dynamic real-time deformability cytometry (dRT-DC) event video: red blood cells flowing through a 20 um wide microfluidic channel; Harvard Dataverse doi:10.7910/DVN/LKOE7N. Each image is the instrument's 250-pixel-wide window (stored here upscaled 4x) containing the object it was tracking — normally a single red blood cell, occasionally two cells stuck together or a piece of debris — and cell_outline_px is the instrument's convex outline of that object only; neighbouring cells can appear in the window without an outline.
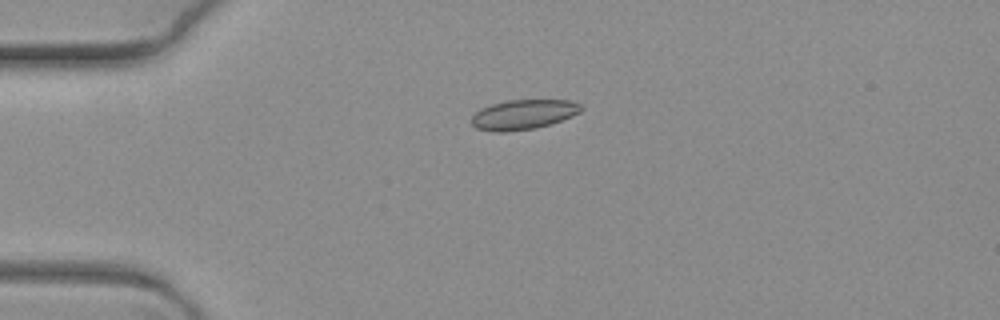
{"species": "common noctule bat (a hibernating species)", "species_latin": "Nyctalus noctula", "temperature_condition": "warm", "stored_images_in_passage": 4, "camera_frame_rate_fps": 3000, "um_per_image_px": 0.085, "animal": {"sex": "female", "body_mass_g": 19.3, "forearm_length_mm": 54.1}, "frame": {"image": 1, "passage_image": 1, "time_ms": 0.0, "image_size_px": [1000, 320], "cell_outline_px": [[584, 108], [580, 112], [572, 116], [552, 124], [536, 128], [504, 132], [492, 132], [476, 128], [472, 124], [472, 116], [480, 108], [492, 104], [508, 100], [568, 100], [580, 104]], "centroid_in_image_um": [44.49, 9.74], "position_along_channel_um": 40.5, "area_um2": 19.13}}
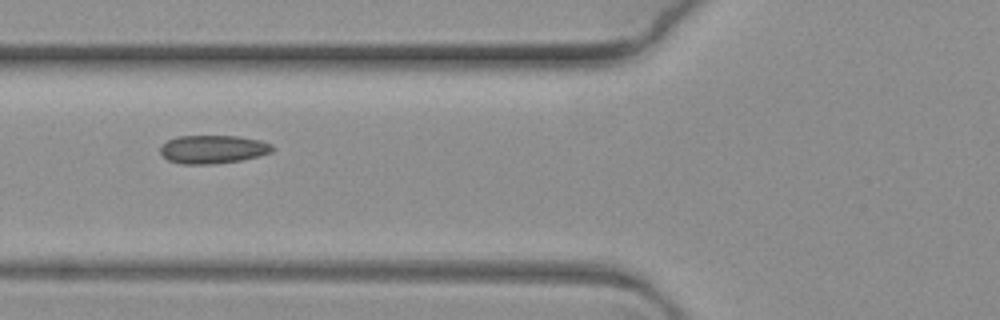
{"frame": {"image": 2, "passage_image": 3, "time_ms": 0.667, "image_size_px": [1000, 320], "cell_outline_px": [[272, 152], [240, 160], [212, 164], [184, 164], [168, 160], [160, 152], [160, 148], [168, 140], [176, 136], [236, 136], [260, 140], [272, 144]], "centroid_in_image_um": [18.08, 12.68], "position_along_channel_um": 107.7, "area_um2": 18.26}}
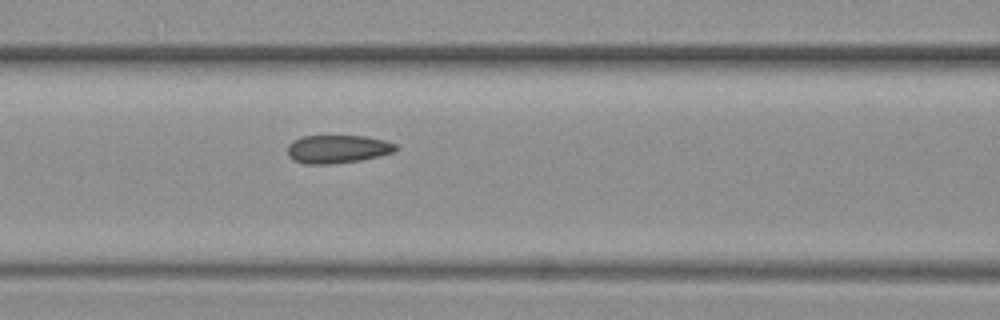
{"frame": {"image": 3, "passage_image": 4, "time_ms": 1.0, "image_size_px": [1000, 320], "cell_outline_px": [[396, 148], [392, 152], [380, 156], [360, 160], [324, 164], [304, 164], [292, 160], [288, 156], [288, 144], [292, 140], [300, 136], [364, 136], [384, 140], [396, 144]], "centroid_in_image_um": [28.63, 12.66], "position_along_channel_um": 138.0, "area_um2": 17.74}}